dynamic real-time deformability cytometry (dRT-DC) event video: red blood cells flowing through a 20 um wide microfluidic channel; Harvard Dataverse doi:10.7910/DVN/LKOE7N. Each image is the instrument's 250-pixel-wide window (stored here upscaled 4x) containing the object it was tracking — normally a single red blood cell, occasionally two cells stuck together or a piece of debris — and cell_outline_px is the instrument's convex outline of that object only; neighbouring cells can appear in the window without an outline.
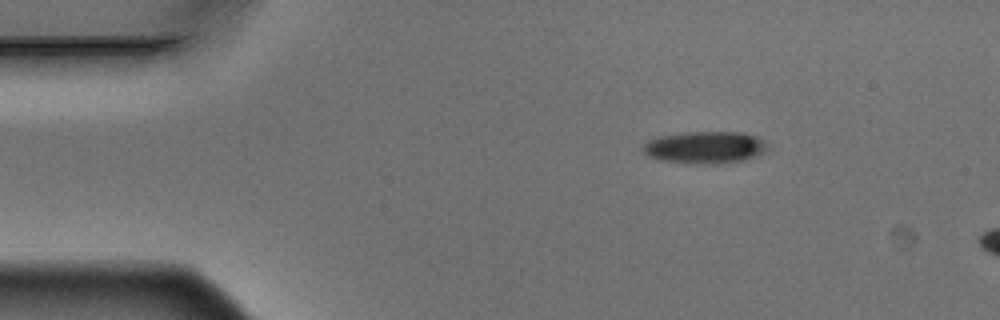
{"species": "Egyptian fruit bat (a non-hibernating species)", "species_latin": "Rousettus aegyptiacus", "temperature_condition": "warm", "stored_images_in_passage": 5, "camera_frame_rate_fps": 3000, "um_per_image_px": 0.085, "animal": {"sex": "male"}, "frame": {"image": 1, "passage_image": 3, "time_ms": 0.667, "image_size_px": [1000, 320], "cell_outline_px": [[768, 148], [756, 156], [744, 160], [728, 164], [684, 164], [660, 160], [648, 156], [644, 152], [644, 144], [648, 140], [660, 136], [684, 132], [744, 132], [756, 136], [764, 140], [768, 144]], "centroid_in_image_um": [59.95, 12.54], "position_along_channel_um": 25.1, "area_um2": 23.76}}